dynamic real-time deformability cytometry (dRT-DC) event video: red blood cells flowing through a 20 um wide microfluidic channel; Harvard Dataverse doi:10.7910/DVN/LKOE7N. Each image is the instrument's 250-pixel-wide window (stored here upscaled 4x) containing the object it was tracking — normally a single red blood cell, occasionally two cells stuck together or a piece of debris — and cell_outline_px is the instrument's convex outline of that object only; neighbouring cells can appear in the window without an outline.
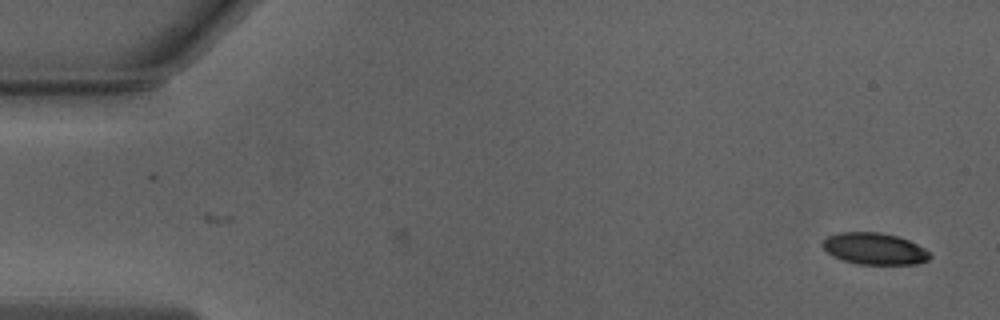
{"species": "Egyptian fruit bat (a non-hibernating species)", "species_latin": "Rousettus aegyptiacus", "temperature_condition": "warm", "stored_images_in_passage": 21, "camera_frame_rate_fps": 3000, "um_per_image_px": 0.085, "animal": {"sex": "male"}, "frame": {"image": 1, "passage_image": 1, "time_ms": 0.0, "image_size_px": [1000, 320], "cell_outline_px": [[932, 256], [928, 260], [916, 264], [856, 264], [832, 256], [820, 244], [820, 240], [828, 236], [840, 232], [880, 232], [896, 236], [908, 240], [924, 248]], "centroid_in_image_um": [74.29, 21.14], "position_along_channel_um": 10.7, "area_um2": 19.83}}
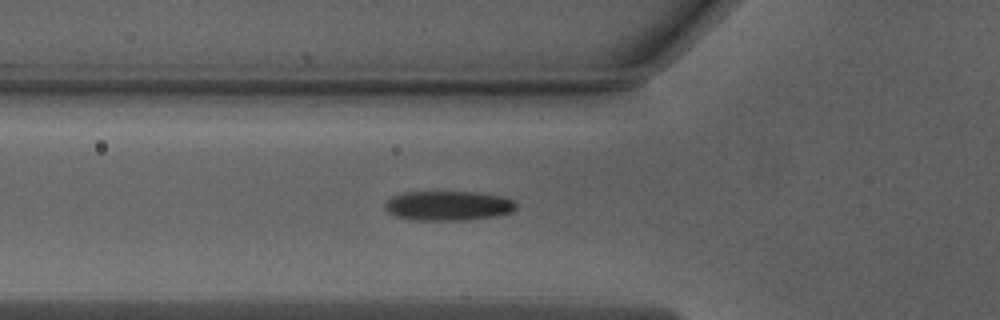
{"frame": {"image": 2, "passage_image": 17, "time_ms": 5.333, "image_size_px": [1000, 320], "cell_outline_px": [[516, 208], [512, 212], [500, 216], [468, 220], [408, 220], [396, 216], [388, 212], [384, 208], [384, 200], [392, 196], [404, 192], [480, 192], [504, 196], [516, 200]], "centroid_in_image_um": [38.12, 17.49], "position_along_channel_um": 87.7, "area_um2": 23.24}}
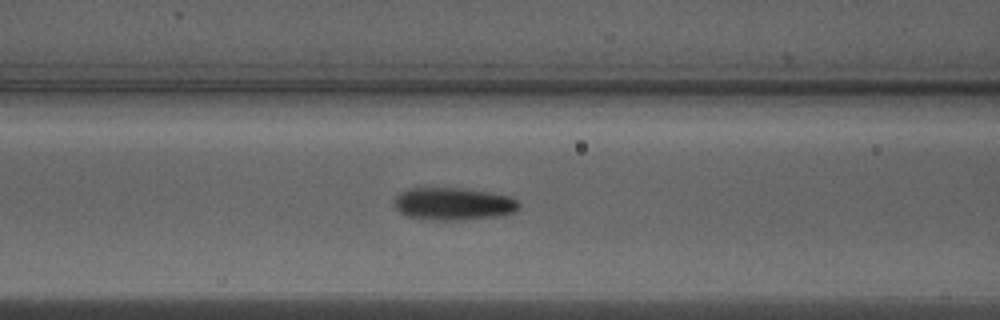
{"frame": {"image": 3, "passage_image": 20, "time_ms": 6.333, "image_size_px": [1000, 320], "cell_outline_px": [[520, 208], [516, 212], [504, 216], [464, 220], [420, 220], [408, 216], [400, 212], [392, 204], [392, 200], [396, 192], [408, 188], [460, 188], [488, 192], [508, 196], [516, 200], [520, 204]], "centroid_in_image_um": [38.48, 17.34], "position_along_channel_um": 128.1, "area_um2": 24.33}}